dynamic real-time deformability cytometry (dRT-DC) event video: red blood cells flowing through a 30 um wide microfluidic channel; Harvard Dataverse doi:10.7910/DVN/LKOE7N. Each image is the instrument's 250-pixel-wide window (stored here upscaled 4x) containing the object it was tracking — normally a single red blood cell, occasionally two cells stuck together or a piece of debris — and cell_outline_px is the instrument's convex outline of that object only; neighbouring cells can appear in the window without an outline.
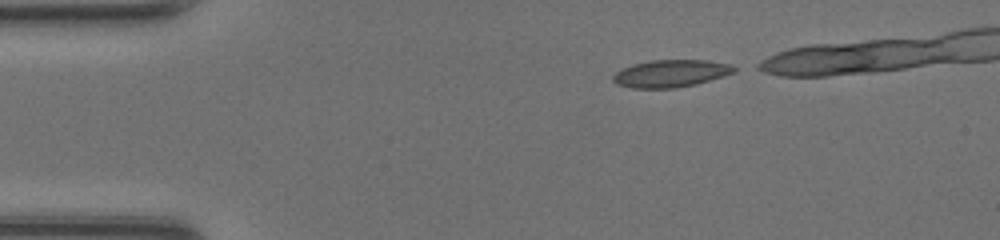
{"species": "common noctule bat (a hibernating species)", "species_latin": "Nyctalus noctula", "temperature_condition": "room temperature", "stored_images_in_passage": 31, "camera_frame_rate_fps": 3000, "um_per_image_px": 0.085, "animal": {"sex": "female", "body_mass_g": 20.0, "forearm_length_mm": 54.0}, "frame": {"image": 1, "passage_image": 1, "time_ms": 0.0, "image_size_px": [1000, 240], "cell_outline_px": [[740, 68], [736, 72], [724, 76], [696, 84], [676, 88], [632, 88], [616, 84], [612, 80], [612, 76], [616, 72], [632, 64], [648, 60], [708, 60], [732, 64]], "centroid_in_image_um": [57.06, 6.24], "position_along_channel_um": 27.9, "area_um2": 19.59}}
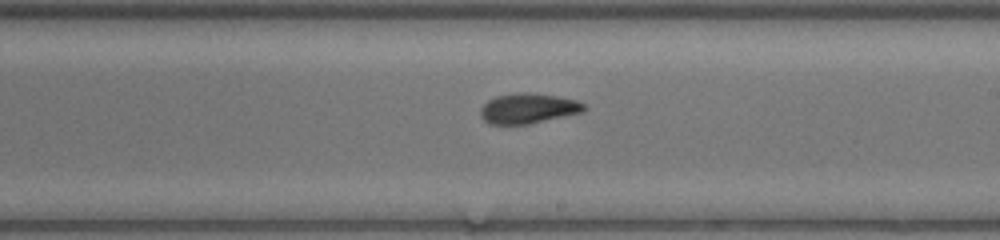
{"frame": {"image": 2, "passage_image": 20, "time_ms": 6.333, "image_size_px": [1000, 240], "cell_outline_px": [[588, 108], [584, 112], [528, 124], [488, 124], [480, 116], [480, 108], [488, 100], [496, 96], [516, 92], [524, 92], [556, 96], [576, 100], [584, 104]], "centroid_in_image_um": [44.89, 9.22], "position_along_channel_um": 244.1, "area_um2": 18.26}}
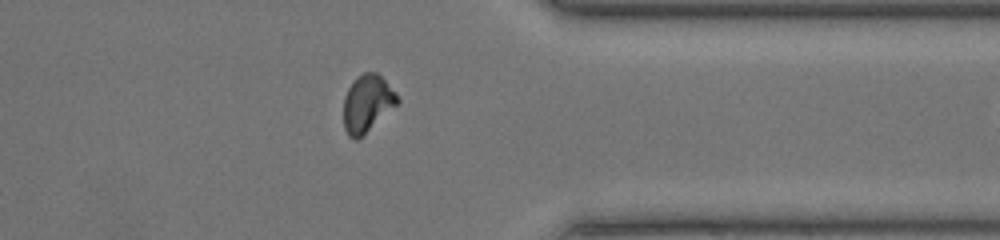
{"frame": {"image": 3, "passage_image": 30, "time_ms": 9.667, "image_size_px": [1000, 240], "cell_outline_px": [[400, 100], [396, 104], [356, 140], [352, 140], [348, 136], [344, 128], [344, 96], [348, 88], [356, 76], [364, 72], [376, 72], [396, 92]], "centroid_in_image_um": [31.18, 8.76], "position_along_channel_um": 380.2, "area_um2": 17.51}}